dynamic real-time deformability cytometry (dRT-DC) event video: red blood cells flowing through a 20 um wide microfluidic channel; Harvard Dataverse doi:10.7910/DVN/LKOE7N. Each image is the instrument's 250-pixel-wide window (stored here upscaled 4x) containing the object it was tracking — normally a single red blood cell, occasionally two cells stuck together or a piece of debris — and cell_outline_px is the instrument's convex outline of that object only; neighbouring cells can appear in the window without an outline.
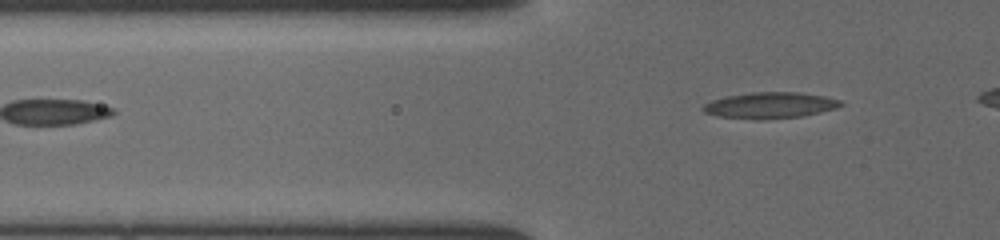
{"species": "common noctule bat (a hibernating species)", "species_latin": "Nyctalus noctula", "temperature_condition": "cold", "stored_images_in_passage": 4, "camera_frame_rate_fps": 3000, "um_per_image_px": 0.085, "animal": {"sex": "female", "body_mass_g": 19.5, "forearm_length_mm": 54.1}, "frame": {"image": 1, "passage_image": 4, "time_ms": 1.667, "image_size_px": [1000, 240], "cell_outline_px": [[844, 104], [836, 108], [820, 112], [800, 116], [760, 120], [756, 120], [716, 116], [704, 112], [700, 108], [704, 104], [712, 100], [724, 96], [752, 92], [800, 92], [824, 96], [840, 100]], "centroid_in_image_um": [65.4, 8.95], "position_along_channel_um": 60.4, "area_um2": 21.1}}